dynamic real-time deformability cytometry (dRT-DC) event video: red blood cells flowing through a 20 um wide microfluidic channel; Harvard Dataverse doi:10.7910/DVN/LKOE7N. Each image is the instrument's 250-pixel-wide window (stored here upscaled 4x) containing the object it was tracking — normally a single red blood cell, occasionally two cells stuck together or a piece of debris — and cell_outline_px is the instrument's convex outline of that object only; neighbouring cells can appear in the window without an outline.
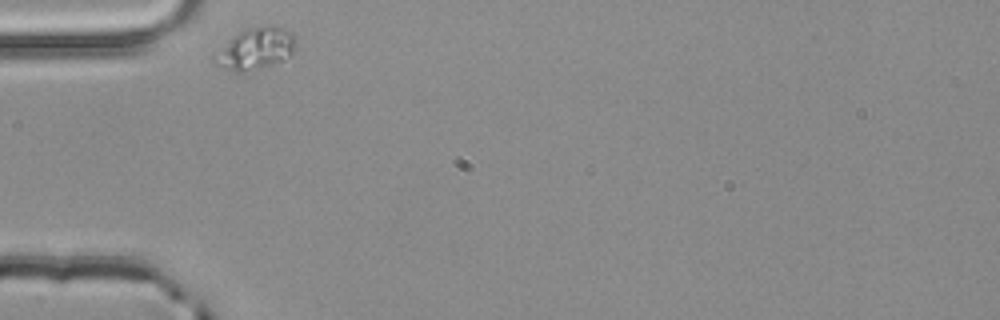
{"species": "common noctule bat (a hibernating species)", "species_latin": "Nyctalus noctula", "temperature_condition": "room temperature", "stored_images_in_passage": 3, "camera_frame_rate_fps": 3000, "um_per_image_px": 0.085, "animal": {"sex": "male", "body_mass_g": 20.4}, "frame": {"image": 1, "passage_image": 1, "time_ms": 0.0, "image_size_px": [1000, 320], "cell_outline_px": [[296, 36], [292, 52], [284, 60], [256, 68], [240, 72], [236, 72], [224, 68], [216, 64], [212, 60], [212, 56], [232, 36], [244, 28], [272, 24], [292, 32]], "centroid_in_image_um": [21.69, 4.09], "position_along_channel_um": 63.3, "area_um2": 19.59}}